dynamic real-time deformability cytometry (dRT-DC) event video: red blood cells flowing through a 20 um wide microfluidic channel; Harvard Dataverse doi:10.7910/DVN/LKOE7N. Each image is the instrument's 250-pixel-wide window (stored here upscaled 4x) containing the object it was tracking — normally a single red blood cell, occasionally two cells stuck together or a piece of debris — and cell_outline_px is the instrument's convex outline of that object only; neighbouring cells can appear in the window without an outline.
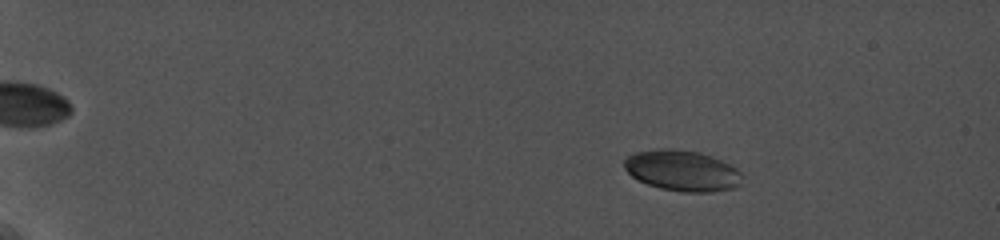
{"species": "common noctule bat (a hibernating species)", "species_latin": "Nyctalus noctula", "temperature_condition": "cold", "stored_images_in_passage": 13, "camera_frame_rate_fps": 5000, "um_per_image_px": 0.085, "animal": {"sex": "female", "body_mass_g": 19.0, "forearm_length_mm": 56.7}, "frame": {"image": 1, "passage_image": 4, "time_ms": 3.2, "image_size_px": [1000, 240], "cell_outline_px": [[744, 176], [740, 184], [736, 188], [712, 192], [680, 192], [660, 188], [648, 184], [632, 176], [624, 168], [624, 160], [628, 156], [636, 152], [656, 148], [672, 148], [700, 152], [712, 156], [736, 168]], "centroid_in_image_um": [58.01, 14.5], "position_along_channel_um": 27.0, "area_um2": 28.26}}
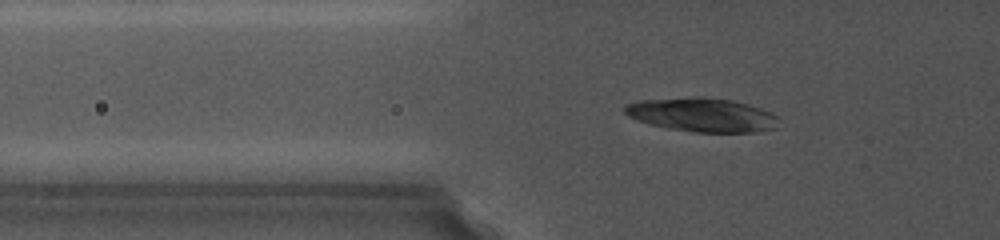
{"frame": {"image": 2, "passage_image": 12, "time_ms": 8.0, "image_size_px": [1000, 240], "cell_outline_px": [[780, 120], [776, 128], [752, 132], [696, 132], [668, 128], [636, 120], [628, 116], [624, 112], [624, 104], [640, 100], [692, 96], [704, 96], [732, 100], [748, 104], [772, 112], [780, 116]], "centroid_in_image_um": [59.7, 9.74], "position_along_channel_um": 66.1, "area_um2": 30.75}}